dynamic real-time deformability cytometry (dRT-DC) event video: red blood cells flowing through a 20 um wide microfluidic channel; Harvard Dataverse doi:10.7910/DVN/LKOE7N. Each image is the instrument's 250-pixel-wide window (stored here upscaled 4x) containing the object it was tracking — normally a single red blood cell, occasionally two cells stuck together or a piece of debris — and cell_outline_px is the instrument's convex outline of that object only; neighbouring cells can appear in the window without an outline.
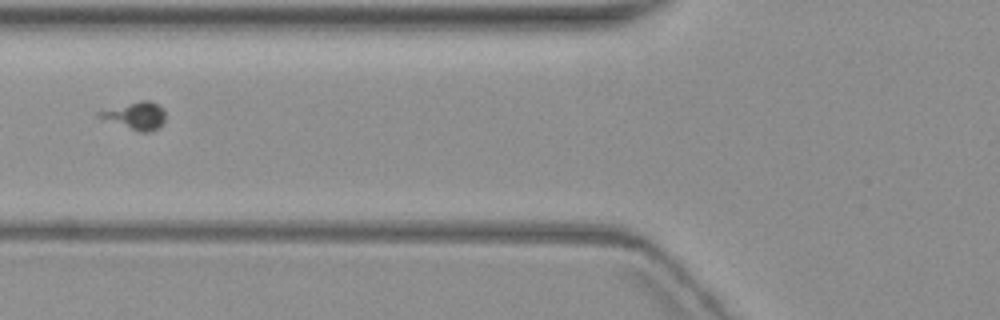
{"species": "common noctule bat (a hibernating species)", "species_latin": "Nyctalus noctula", "temperature_condition": "warm", "stored_images_in_passage": 7, "camera_frame_rate_fps": 3000, "um_per_image_px": 0.085, "animal": {"sex": "female", "body_mass_g": 19.3, "forearm_length_mm": 54.1}, "frame": {"image": 1, "passage_image": 6, "time_ms": 6.333, "image_size_px": [1000, 320], "cell_outline_px": [[164, 120], [160, 128], [152, 132], [140, 132], [96, 116], [96, 112], [140, 100], [148, 100], [164, 108]], "centroid_in_image_um": [11.55, 9.84], "position_along_channel_um": 114.2, "area_um2": 10.46}}
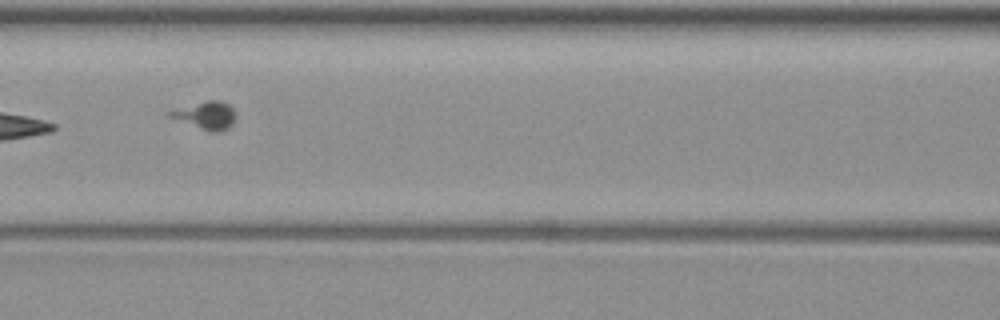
{"frame": {"image": 2, "passage_image": 7, "time_ms": 7.333, "image_size_px": [1000, 320], "cell_outline_px": [[236, 116], [232, 124], [228, 128], [220, 132], [208, 132], [168, 116], [164, 112], [208, 100], [220, 100], [228, 104], [236, 112]], "centroid_in_image_um": [17.5, 9.82], "position_along_channel_um": 149.1, "area_um2": 10.69}}